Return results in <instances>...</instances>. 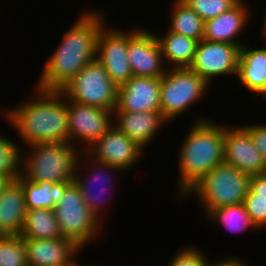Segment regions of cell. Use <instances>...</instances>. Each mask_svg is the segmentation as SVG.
Instances as JSON below:
<instances>
[{"instance_id": "6da1fadb", "label": "cell", "mask_w": 266, "mask_h": 266, "mask_svg": "<svg viewBox=\"0 0 266 266\" xmlns=\"http://www.w3.org/2000/svg\"><path fill=\"white\" fill-rule=\"evenodd\" d=\"M84 12L62 33L61 43L47 59L36 88L60 91L80 70L96 59L97 37L106 24L105 17L93 9Z\"/></svg>"}, {"instance_id": "7a4b0ae2", "label": "cell", "mask_w": 266, "mask_h": 266, "mask_svg": "<svg viewBox=\"0 0 266 266\" xmlns=\"http://www.w3.org/2000/svg\"><path fill=\"white\" fill-rule=\"evenodd\" d=\"M33 99L5 108L4 117L15 128L19 141L38 143L69 142L67 98L61 91L34 89ZM35 96V97H34Z\"/></svg>"}, {"instance_id": "3957f363", "label": "cell", "mask_w": 266, "mask_h": 266, "mask_svg": "<svg viewBox=\"0 0 266 266\" xmlns=\"http://www.w3.org/2000/svg\"><path fill=\"white\" fill-rule=\"evenodd\" d=\"M195 119L179 148L177 192L180 198L213 167L223 162L224 124L203 115Z\"/></svg>"}, {"instance_id": "277c9868", "label": "cell", "mask_w": 266, "mask_h": 266, "mask_svg": "<svg viewBox=\"0 0 266 266\" xmlns=\"http://www.w3.org/2000/svg\"><path fill=\"white\" fill-rule=\"evenodd\" d=\"M30 151H21V174L32 182L51 183L74 181L80 149L69 142L38 143ZM24 156V157H23Z\"/></svg>"}, {"instance_id": "5b68a950", "label": "cell", "mask_w": 266, "mask_h": 266, "mask_svg": "<svg viewBox=\"0 0 266 266\" xmlns=\"http://www.w3.org/2000/svg\"><path fill=\"white\" fill-rule=\"evenodd\" d=\"M250 175L222 162L213 167L183 197H196L207 216L216 208L241 204L249 189ZM204 207V208H203Z\"/></svg>"}, {"instance_id": "8992f818", "label": "cell", "mask_w": 266, "mask_h": 266, "mask_svg": "<svg viewBox=\"0 0 266 266\" xmlns=\"http://www.w3.org/2000/svg\"><path fill=\"white\" fill-rule=\"evenodd\" d=\"M54 212L64 239L73 242L81 250L97 236L103 223L89 210L79 186L73 181L54 207Z\"/></svg>"}, {"instance_id": "52a82bcc", "label": "cell", "mask_w": 266, "mask_h": 266, "mask_svg": "<svg viewBox=\"0 0 266 266\" xmlns=\"http://www.w3.org/2000/svg\"><path fill=\"white\" fill-rule=\"evenodd\" d=\"M209 85L201 76L189 67L168 68L161 77L160 112L168 121L184 114L192 104L197 103ZM209 87V88H208Z\"/></svg>"}, {"instance_id": "ba28073f", "label": "cell", "mask_w": 266, "mask_h": 266, "mask_svg": "<svg viewBox=\"0 0 266 266\" xmlns=\"http://www.w3.org/2000/svg\"><path fill=\"white\" fill-rule=\"evenodd\" d=\"M60 91L67 99L83 105L108 110L117 106L118 86L97 59L88 63Z\"/></svg>"}, {"instance_id": "9c48e42d", "label": "cell", "mask_w": 266, "mask_h": 266, "mask_svg": "<svg viewBox=\"0 0 266 266\" xmlns=\"http://www.w3.org/2000/svg\"><path fill=\"white\" fill-rule=\"evenodd\" d=\"M83 152H84V155H83ZM83 152L80 153L78 160H77V164L75 167V174H74V182L79 186L80 191L82 193L83 200L86 203L89 210L98 218L100 222L105 224L104 222L105 215H103L104 213L101 211H104L103 208L108 209V207H105L103 205H107L105 203L107 200H110V198L106 199V197L104 196L108 194L107 195L108 197L110 193L113 194V192L109 191L112 189V187H114L112 185L114 183H111L112 179H114V177H112V174L113 173L117 174V172H121L122 170L106 162H102V161L95 159L94 157L90 156L87 152L85 154V151ZM80 169H82L83 171L85 170V172H83ZM86 169L89 170L86 175V177L89 176L88 177L89 179L88 178L86 179V177L84 176L87 172Z\"/></svg>"}, {"instance_id": "30bf717a", "label": "cell", "mask_w": 266, "mask_h": 266, "mask_svg": "<svg viewBox=\"0 0 266 266\" xmlns=\"http://www.w3.org/2000/svg\"><path fill=\"white\" fill-rule=\"evenodd\" d=\"M69 143L86 151L113 126V111L67 99Z\"/></svg>"}, {"instance_id": "8fae6325", "label": "cell", "mask_w": 266, "mask_h": 266, "mask_svg": "<svg viewBox=\"0 0 266 266\" xmlns=\"http://www.w3.org/2000/svg\"><path fill=\"white\" fill-rule=\"evenodd\" d=\"M239 56V45L201 40L189 68L211 85L217 76L237 75Z\"/></svg>"}, {"instance_id": "7c38bea8", "label": "cell", "mask_w": 266, "mask_h": 266, "mask_svg": "<svg viewBox=\"0 0 266 266\" xmlns=\"http://www.w3.org/2000/svg\"><path fill=\"white\" fill-rule=\"evenodd\" d=\"M110 28V29H109ZM128 32L108 27L100 30L96 42V59L117 85L127 82L133 75L127 56Z\"/></svg>"}, {"instance_id": "4fadbf2b", "label": "cell", "mask_w": 266, "mask_h": 266, "mask_svg": "<svg viewBox=\"0 0 266 266\" xmlns=\"http://www.w3.org/2000/svg\"><path fill=\"white\" fill-rule=\"evenodd\" d=\"M127 56L134 76L159 78L167 70L156 34L147 29L128 31Z\"/></svg>"}, {"instance_id": "5bb4252c", "label": "cell", "mask_w": 266, "mask_h": 266, "mask_svg": "<svg viewBox=\"0 0 266 266\" xmlns=\"http://www.w3.org/2000/svg\"><path fill=\"white\" fill-rule=\"evenodd\" d=\"M223 149V162L234 166L239 171L250 176L266 173L263 155L243 126L225 125Z\"/></svg>"}, {"instance_id": "9a60e30c", "label": "cell", "mask_w": 266, "mask_h": 266, "mask_svg": "<svg viewBox=\"0 0 266 266\" xmlns=\"http://www.w3.org/2000/svg\"><path fill=\"white\" fill-rule=\"evenodd\" d=\"M144 149L129 139L115 125L85 152L95 159L128 171L144 156Z\"/></svg>"}, {"instance_id": "2e32d148", "label": "cell", "mask_w": 266, "mask_h": 266, "mask_svg": "<svg viewBox=\"0 0 266 266\" xmlns=\"http://www.w3.org/2000/svg\"><path fill=\"white\" fill-rule=\"evenodd\" d=\"M161 77L132 76L118 86L113 112H160Z\"/></svg>"}, {"instance_id": "e0dca14e", "label": "cell", "mask_w": 266, "mask_h": 266, "mask_svg": "<svg viewBox=\"0 0 266 266\" xmlns=\"http://www.w3.org/2000/svg\"><path fill=\"white\" fill-rule=\"evenodd\" d=\"M29 266H70L82 251L68 239H24Z\"/></svg>"}, {"instance_id": "ac0fdd59", "label": "cell", "mask_w": 266, "mask_h": 266, "mask_svg": "<svg viewBox=\"0 0 266 266\" xmlns=\"http://www.w3.org/2000/svg\"><path fill=\"white\" fill-rule=\"evenodd\" d=\"M246 3L240 0L230 10L205 21L203 40L243 46V41L236 38L245 30L247 23L250 24L248 18H250L251 11Z\"/></svg>"}, {"instance_id": "d6986e66", "label": "cell", "mask_w": 266, "mask_h": 266, "mask_svg": "<svg viewBox=\"0 0 266 266\" xmlns=\"http://www.w3.org/2000/svg\"><path fill=\"white\" fill-rule=\"evenodd\" d=\"M113 117H116L113 125L144 150L152 144L159 129L169 123L161 112L153 111L113 112Z\"/></svg>"}, {"instance_id": "ffe728a7", "label": "cell", "mask_w": 266, "mask_h": 266, "mask_svg": "<svg viewBox=\"0 0 266 266\" xmlns=\"http://www.w3.org/2000/svg\"><path fill=\"white\" fill-rule=\"evenodd\" d=\"M26 210L22 184L10 181L0 195V236H20Z\"/></svg>"}, {"instance_id": "44dd1931", "label": "cell", "mask_w": 266, "mask_h": 266, "mask_svg": "<svg viewBox=\"0 0 266 266\" xmlns=\"http://www.w3.org/2000/svg\"><path fill=\"white\" fill-rule=\"evenodd\" d=\"M236 77L249 92L266 99V45L258 49L245 43L240 47Z\"/></svg>"}, {"instance_id": "7402d4cb", "label": "cell", "mask_w": 266, "mask_h": 266, "mask_svg": "<svg viewBox=\"0 0 266 266\" xmlns=\"http://www.w3.org/2000/svg\"><path fill=\"white\" fill-rule=\"evenodd\" d=\"M22 184L26 209H54L70 181L51 183L32 182L22 174L17 179Z\"/></svg>"}, {"instance_id": "603a6c76", "label": "cell", "mask_w": 266, "mask_h": 266, "mask_svg": "<svg viewBox=\"0 0 266 266\" xmlns=\"http://www.w3.org/2000/svg\"><path fill=\"white\" fill-rule=\"evenodd\" d=\"M165 36H159L156 34L157 40L159 41L164 62L166 60L169 63V68H184L189 67L192 64L198 41L168 31Z\"/></svg>"}, {"instance_id": "cb8c5ba5", "label": "cell", "mask_w": 266, "mask_h": 266, "mask_svg": "<svg viewBox=\"0 0 266 266\" xmlns=\"http://www.w3.org/2000/svg\"><path fill=\"white\" fill-rule=\"evenodd\" d=\"M20 236L43 240L63 237L54 209H27Z\"/></svg>"}, {"instance_id": "d4e9b609", "label": "cell", "mask_w": 266, "mask_h": 266, "mask_svg": "<svg viewBox=\"0 0 266 266\" xmlns=\"http://www.w3.org/2000/svg\"><path fill=\"white\" fill-rule=\"evenodd\" d=\"M172 7L168 31L193 38L198 42L203 40L205 22L202 18L182 0H174Z\"/></svg>"}, {"instance_id": "484cf974", "label": "cell", "mask_w": 266, "mask_h": 266, "mask_svg": "<svg viewBox=\"0 0 266 266\" xmlns=\"http://www.w3.org/2000/svg\"><path fill=\"white\" fill-rule=\"evenodd\" d=\"M205 218H208L214 225L219 223L232 232H241L247 229L256 231L257 229L246 212L243 203L216 208Z\"/></svg>"}, {"instance_id": "4316f807", "label": "cell", "mask_w": 266, "mask_h": 266, "mask_svg": "<svg viewBox=\"0 0 266 266\" xmlns=\"http://www.w3.org/2000/svg\"><path fill=\"white\" fill-rule=\"evenodd\" d=\"M0 134V177L17 180L21 174V145Z\"/></svg>"}, {"instance_id": "83f0119b", "label": "cell", "mask_w": 266, "mask_h": 266, "mask_svg": "<svg viewBox=\"0 0 266 266\" xmlns=\"http://www.w3.org/2000/svg\"><path fill=\"white\" fill-rule=\"evenodd\" d=\"M0 266H29L21 236H0Z\"/></svg>"}, {"instance_id": "f1b7e54d", "label": "cell", "mask_w": 266, "mask_h": 266, "mask_svg": "<svg viewBox=\"0 0 266 266\" xmlns=\"http://www.w3.org/2000/svg\"><path fill=\"white\" fill-rule=\"evenodd\" d=\"M205 22L230 10L240 0H182Z\"/></svg>"}, {"instance_id": "f546056e", "label": "cell", "mask_w": 266, "mask_h": 266, "mask_svg": "<svg viewBox=\"0 0 266 266\" xmlns=\"http://www.w3.org/2000/svg\"><path fill=\"white\" fill-rule=\"evenodd\" d=\"M246 212L249 214L257 230L266 227V199L255 198V193L250 189L243 201Z\"/></svg>"}, {"instance_id": "4dcf8cb0", "label": "cell", "mask_w": 266, "mask_h": 266, "mask_svg": "<svg viewBox=\"0 0 266 266\" xmlns=\"http://www.w3.org/2000/svg\"><path fill=\"white\" fill-rule=\"evenodd\" d=\"M195 246H187L180 249L171 258L168 266H207L208 258L206 254Z\"/></svg>"}, {"instance_id": "1f68e13d", "label": "cell", "mask_w": 266, "mask_h": 266, "mask_svg": "<svg viewBox=\"0 0 266 266\" xmlns=\"http://www.w3.org/2000/svg\"><path fill=\"white\" fill-rule=\"evenodd\" d=\"M250 134L254 145L263 155L266 162V124H249L242 125Z\"/></svg>"}, {"instance_id": "d6a6232c", "label": "cell", "mask_w": 266, "mask_h": 266, "mask_svg": "<svg viewBox=\"0 0 266 266\" xmlns=\"http://www.w3.org/2000/svg\"><path fill=\"white\" fill-rule=\"evenodd\" d=\"M249 189L255 193V198L266 199V173L252 175L250 177Z\"/></svg>"}, {"instance_id": "836d02e7", "label": "cell", "mask_w": 266, "mask_h": 266, "mask_svg": "<svg viewBox=\"0 0 266 266\" xmlns=\"http://www.w3.org/2000/svg\"><path fill=\"white\" fill-rule=\"evenodd\" d=\"M230 257V258H229ZM217 260V261H216ZM243 259L241 258L240 259V257H239V259H238V257H232V256H226V257H224L223 259H215V261H210L209 259H208V263H207V266H248V263L246 264L245 263V261L243 260Z\"/></svg>"}, {"instance_id": "e575fe53", "label": "cell", "mask_w": 266, "mask_h": 266, "mask_svg": "<svg viewBox=\"0 0 266 266\" xmlns=\"http://www.w3.org/2000/svg\"><path fill=\"white\" fill-rule=\"evenodd\" d=\"M10 182L9 179L0 177V195L3 192V189L6 187V185Z\"/></svg>"}, {"instance_id": "d590c367", "label": "cell", "mask_w": 266, "mask_h": 266, "mask_svg": "<svg viewBox=\"0 0 266 266\" xmlns=\"http://www.w3.org/2000/svg\"><path fill=\"white\" fill-rule=\"evenodd\" d=\"M70 266H97V265H95V264L94 265H91V264L90 265H85V264L81 265L78 262L76 263V260H75ZM98 266H100V265H98Z\"/></svg>"}, {"instance_id": "8d00e7d4", "label": "cell", "mask_w": 266, "mask_h": 266, "mask_svg": "<svg viewBox=\"0 0 266 266\" xmlns=\"http://www.w3.org/2000/svg\"><path fill=\"white\" fill-rule=\"evenodd\" d=\"M266 10V9H265ZM264 16H265V19H263V23H264V28H263V31H264V36H265V39H266V12H265V14H264ZM266 43V42H265Z\"/></svg>"}]
</instances>
